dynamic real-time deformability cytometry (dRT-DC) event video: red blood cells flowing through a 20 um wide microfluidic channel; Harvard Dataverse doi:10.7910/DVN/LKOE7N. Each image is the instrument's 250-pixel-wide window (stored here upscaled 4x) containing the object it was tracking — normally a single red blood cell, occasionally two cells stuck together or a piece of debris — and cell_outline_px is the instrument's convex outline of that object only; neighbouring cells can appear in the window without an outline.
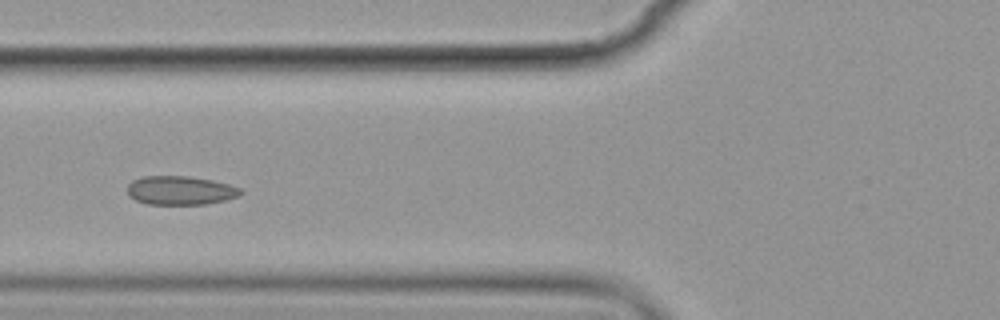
{"species": "common noctule bat (a hibernating species)", "species_latin": "Nyctalus noctula", "temperature_condition": "cold", "stored_images_in_passage": 7, "camera_frame_rate_fps": 3000, "um_per_image_px": 0.085, "animal": {"sex": "female", "body_mass_g": 19.9}, "frame": {"image": 1, "passage_image": 6, "time_ms": 6.667, "image_size_px": [1000, 320], "cell_outline_px": [[244, 192], [240, 196], [224, 200], [204, 204], [148, 204], [136, 200], [128, 192], [128, 184], [132, 180], [144, 176], [188, 176], [212, 180], [228, 184], [240, 188]], "centroid_in_image_um": [15.35, 16.18], "position_along_channel_um": 110.4, "area_um2": 18.9}}
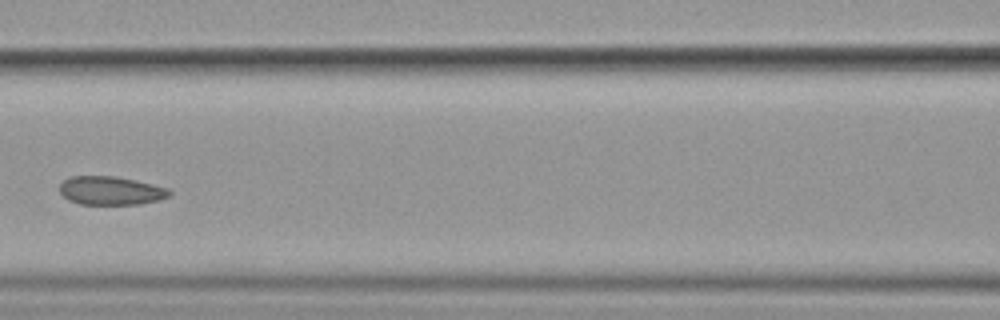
{"frame": {"image": 2, "passage_image": 7, "time_ms": 8.0, "image_size_px": [1000, 320], "cell_outline_px": [[172, 192], [168, 196], [160, 200], [140, 204], [80, 204], [68, 200], [60, 192], [60, 184], [64, 180], [72, 176], [116, 176], [136, 180], [168, 188]], "centroid_in_image_um": [9.43, 16.2], "position_along_channel_um": 157.2, "area_um2": 18.26}}